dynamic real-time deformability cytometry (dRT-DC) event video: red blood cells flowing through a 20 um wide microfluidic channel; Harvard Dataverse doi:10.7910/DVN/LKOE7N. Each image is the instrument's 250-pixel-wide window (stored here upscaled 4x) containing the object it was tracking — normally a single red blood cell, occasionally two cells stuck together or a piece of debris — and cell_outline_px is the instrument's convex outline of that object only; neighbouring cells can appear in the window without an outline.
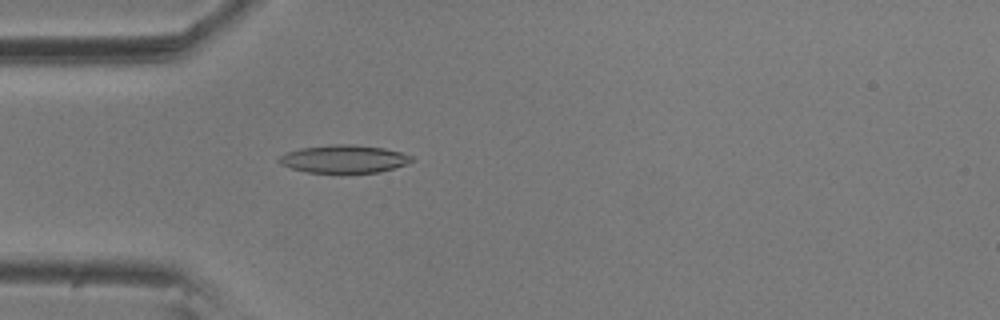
{"species": "common noctule bat (a hibernating species)", "species_latin": "Nyctalus noctula", "temperature_condition": "room temperature", "stored_images_in_passage": 5, "camera_frame_rate_fps": 3000, "um_per_image_px": 0.085, "animal": {"sex": "male", "body_mass_g": 20.5, "forearm_length_mm": 52.5}, "frame": {"image": 1, "passage_image": 5, "time_ms": 1.333, "image_size_px": [1000, 320], "cell_outline_px": [[416, 160], [380, 172], [308, 172], [292, 168], [280, 164], [276, 160], [280, 156], [288, 152], [300, 148], [332, 144], [352, 144], [384, 148], [400, 152], [412, 156]], "centroid_in_image_um": [29.23, 13.5], "position_along_channel_um": 55.8, "area_um2": 21.33}}